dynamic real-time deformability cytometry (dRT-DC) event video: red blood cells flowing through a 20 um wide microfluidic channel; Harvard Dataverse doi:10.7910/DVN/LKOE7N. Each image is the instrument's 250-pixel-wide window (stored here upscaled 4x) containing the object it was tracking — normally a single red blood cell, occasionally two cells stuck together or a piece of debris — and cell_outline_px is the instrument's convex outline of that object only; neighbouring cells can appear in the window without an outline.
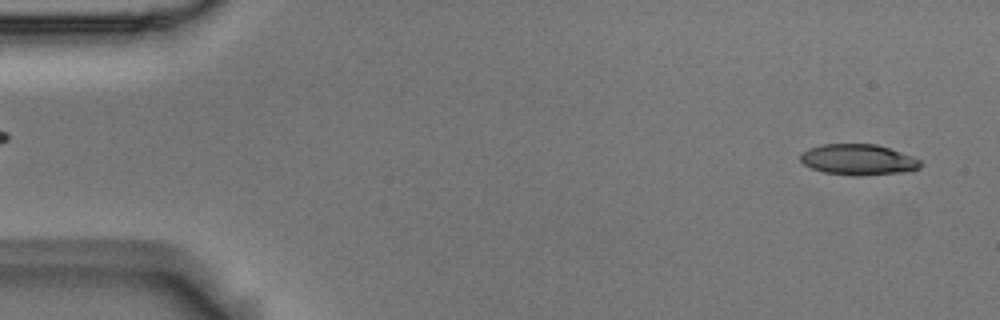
{"species": "Egyptian fruit bat (a non-hibernating species)", "species_latin": "Rousettus aegyptiacus", "temperature_condition": "room temperature", "stored_images_in_passage": 5, "segment_of_instrument_passage": [2, 2], "camera_frame_rate_fps": 3000, "um_per_image_px": 0.085, "animal": {"sex": "male"}, "frame": {"image": 1, "passage_image": 5, "time_ms": 1.333, "image_size_px": [1000, 320], "cell_outline_px": [[920, 168], [900, 172], [856, 176], [852, 176], [824, 172], [812, 168], [804, 164], [800, 160], [800, 152], [808, 148], [820, 144], [876, 144], [912, 156], [920, 160]], "centroid_in_image_um": [72.89, 13.56], "position_along_channel_um": 12.1, "area_um2": 21.44}}